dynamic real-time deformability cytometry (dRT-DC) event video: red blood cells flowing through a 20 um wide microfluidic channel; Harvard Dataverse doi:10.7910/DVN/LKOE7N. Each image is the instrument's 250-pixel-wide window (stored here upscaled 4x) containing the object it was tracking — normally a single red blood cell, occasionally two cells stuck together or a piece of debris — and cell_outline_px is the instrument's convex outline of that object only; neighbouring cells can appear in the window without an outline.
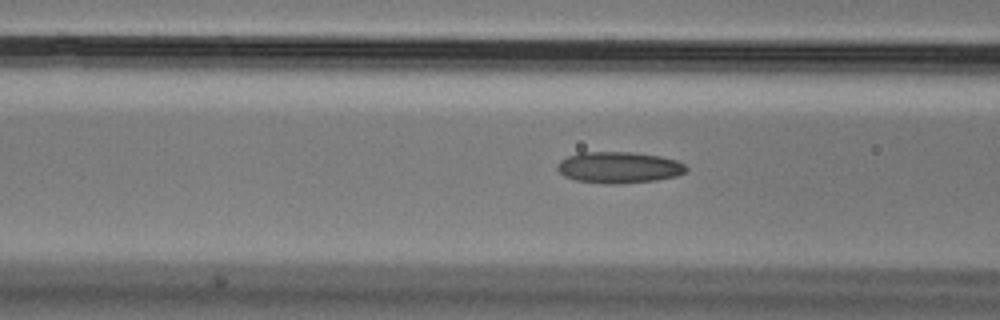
{"species": "Egyptian fruit bat (a non-hibernating species)", "species_latin": "Rousettus aegyptiacus", "temperature_condition": "cold", "stored_images_in_passage": 44, "camera_frame_rate_fps": 3000, "um_per_image_px": 0.085, "animal": {"sex": "male"}, "frame": {"image": 1, "passage_image": 15, "time_ms": 4.667, "image_size_px": [1000, 320], "cell_outline_px": [[688, 168], [684, 172], [676, 176], [656, 180], [620, 184], [604, 184], [576, 180], [564, 176], [556, 168], [556, 164], [560, 160], [568, 156], [580, 152], [632, 152], [660, 156], [676, 160], [684, 164]], "centroid_in_image_um": [52.58, 14.23], "position_along_channel_um": 114.0, "area_um2": 23.64}}
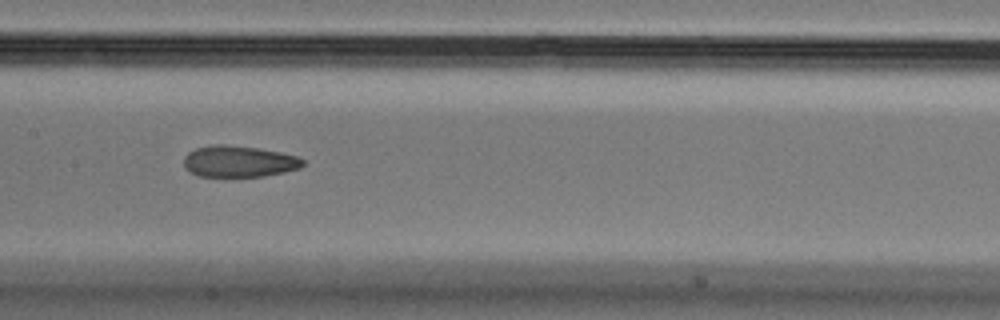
{"frame": {"image": 2, "passage_image": 21, "time_ms": 6.667, "image_size_px": [1000, 320], "cell_outline_px": [[304, 164], [300, 168], [284, 172], [264, 176], [200, 176], [184, 168], [184, 156], [188, 152], [196, 148], [212, 144], [224, 144], [260, 148], [300, 156], [304, 160]], "centroid_in_image_um": [20.33, 13.7], "position_along_channel_um": 187.1, "area_um2": 21.91}}
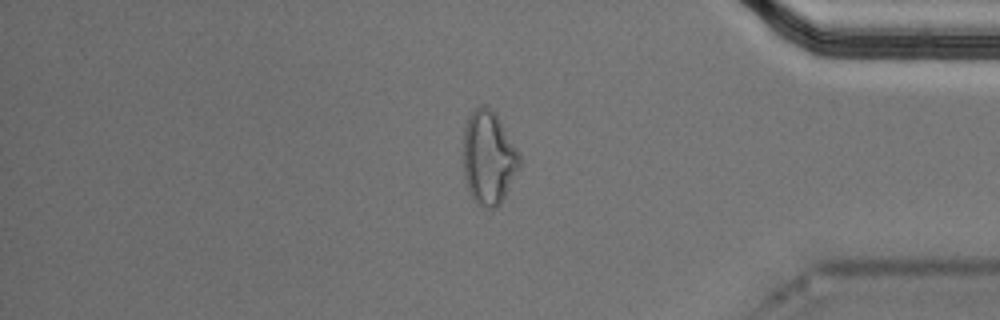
{"frame": {"image": 3, "passage_image": 40, "time_ms": 13.0, "image_size_px": [1000, 320], "cell_outline_px": [[520, 164], [500, 204], [496, 208], [480, 208], [476, 204], [464, 180], [464, 128], [468, 116], [480, 104], [484, 104], [496, 116], [520, 152]], "centroid_in_image_um": [41.51, 13.43], "position_along_channel_um": 393.7, "area_um2": 30.35}}